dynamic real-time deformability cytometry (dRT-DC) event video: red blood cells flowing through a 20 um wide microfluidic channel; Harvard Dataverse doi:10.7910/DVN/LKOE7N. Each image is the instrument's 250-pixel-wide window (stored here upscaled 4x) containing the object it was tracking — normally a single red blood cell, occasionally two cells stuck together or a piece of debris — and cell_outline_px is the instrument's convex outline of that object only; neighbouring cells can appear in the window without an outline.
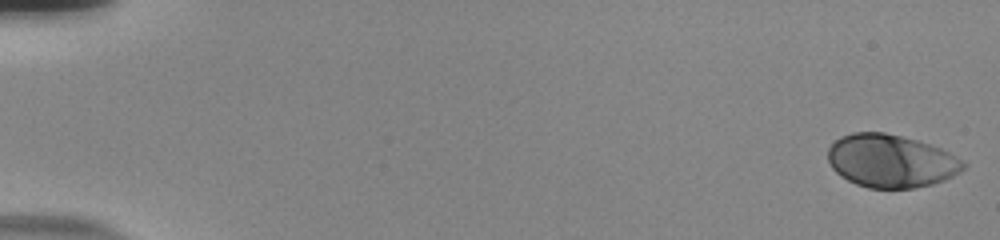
{"species": "human", "species_latin": "Homo sapiens", "temperature_condition": "room temperature", "stored_images_in_passage": 55, "camera_frame_rate_fps": 3000, "um_per_image_px": 0.085, "donor": {"sex": "male"}, "frame": {"image": 1, "passage_image": 1, "time_ms": 0.0, "image_size_px": [1000, 240], "cell_outline_px": [[968, 164], [960, 172], [944, 180], [932, 184], [912, 188], [868, 188], [856, 184], [840, 176], [832, 168], [828, 160], [828, 148], [840, 136], [852, 132], [884, 132], [916, 140], [940, 148], [948, 152]], "centroid_in_image_um": [75.71, 13.68], "position_along_channel_um": 9.3, "area_um2": 41.73}}
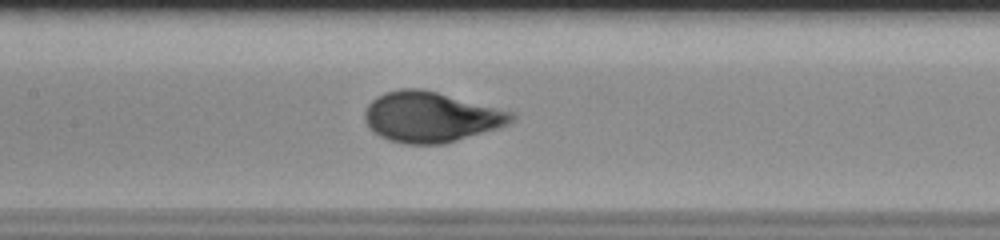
{"frame": {"image": 2, "passage_image": 28, "time_ms": 9.0, "image_size_px": [1000, 240], "cell_outline_px": [[516, 116], [508, 124], [496, 128], [444, 144], [404, 144], [388, 140], [372, 132], [364, 120], [364, 112], [368, 104], [376, 96], [384, 92], [400, 88], [420, 88], [516, 112]], "centroid_in_image_um": [36.59, 9.94], "position_along_channel_um": 170.8, "area_um2": 43.18}}
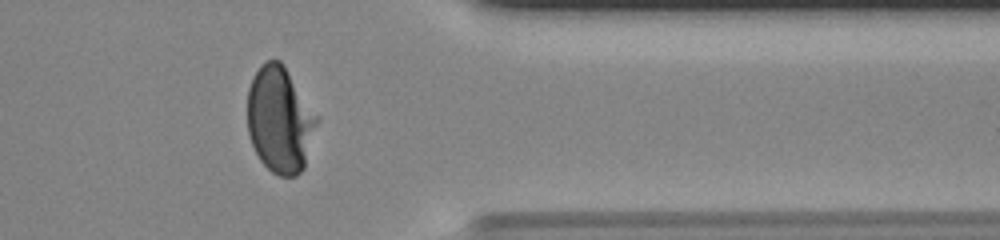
{"frame": {"image": 3, "passage_image": 46, "time_ms": 15.0, "image_size_px": [1000, 240], "cell_outline_px": [[320, 120], [304, 168], [296, 176], [280, 176], [272, 172], [260, 160], [252, 144], [248, 132], [248, 88], [260, 64], [268, 60], [280, 60], [320, 116]], "centroid_in_image_um": [23.83, 10.18], "position_along_channel_um": 387.6, "area_um2": 43.35}, "authors_computed_cell_mechanics": {"area_um2": 41.7316, "velocity_mm_per_s": 3.7614, "shape_relaxation_time_tau1_ms": 3.3179, "shape_relaxation_time_tau2_ms": null, "deformation_change_tau1": 0.1945, "deformation_change_tau2": null}}